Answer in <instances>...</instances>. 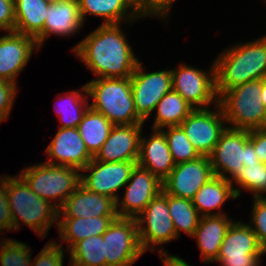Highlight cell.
Listing matches in <instances>:
<instances>
[{
  "label": "cell",
  "mask_w": 266,
  "mask_h": 266,
  "mask_svg": "<svg viewBox=\"0 0 266 266\" xmlns=\"http://www.w3.org/2000/svg\"><path fill=\"white\" fill-rule=\"evenodd\" d=\"M262 79H255L224 91L218 97L227 127L241 130L262 129L266 107L261 98Z\"/></svg>",
  "instance_id": "5"
},
{
  "label": "cell",
  "mask_w": 266,
  "mask_h": 266,
  "mask_svg": "<svg viewBox=\"0 0 266 266\" xmlns=\"http://www.w3.org/2000/svg\"><path fill=\"white\" fill-rule=\"evenodd\" d=\"M126 186L122 200L120 197L116 200L118 217L136 218L163 190L162 181L138 164L132 169Z\"/></svg>",
  "instance_id": "15"
},
{
  "label": "cell",
  "mask_w": 266,
  "mask_h": 266,
  "mask_svg": "<svg viewBox=\"0 0 266 266\" xmlns=\"http://www.w3.org/2000/svg\"><path fill=\"white\" fill-rule=\"evenodd\" d=\"M163 266H192L189 265L185 260L181 259L176 255L167 254V251L164 249L158 250Z\"/></svg>",
  "instance_id": "43"
},
{
  "label": "cell",
  "mask_w": 266,
  "mask_h": 266,
  "mask_svg": "<svg viewBox=\"0 0 266 266\" xmlns=\"http://www.w3.org/2000/svg\"><path fill=\"white\" fill-rule=\"evenodd\" d=\"M106 266H132L144 254L136 218L117 217L103 234Z\"/></svg>",
  "instance_id": "9"
},
{
  "label": "cell",
  "mask_w": 266,
  "mask_h": 266,
  "mask_svg": "<svg viewBox=\"0 0 266 266\" xmlns=\"http://www.w3.org/2000/svg\"><path fill=\"white\" fill-rule=\"evenodd\" d=\"M13 231V220L8 204L7 175L0 176V232Z\"/></svg>",
  "instance_id": "40"
},
{
  "label": "cell",
  "mask_w": 266,
  "mask_h": 266,
  "mask_svg": "<svg viewBox=\"0 0 266 266\" xmlns=\"http://www.w3.org/2000/svg\"><path fill=\"white\" fill-rule=\"evenodd\" d=\"M211 66L210 73L186 64L177 69L171 68L172 89L195 109H207L210 108V104L215 106L218 104L215 63Z\"/></svg>",
  "instance_id": "11"
},
{
  "label": "cell",
  "mask_w": 266,
  "mask_h": 266,
  "mask_svg": "<svg viewBox=\"0 0 266 266\" xmlns=\"http://www.w3.org/2000/svg\"><path fill=\"white\" fill-rule=\"evenodd\" d=\"M80 90L67 91L64 94L65 96L62 97L61 95L59 96L60 98H58L62 103H58V100L56 101L58 105L55 107V112L60 119L59 122H61L59 128L77 127L82 121L83 115L90 107L87 99L88 92L86 84H83Z\"/></svg>",
  "instance_id": "30"
},
{
  "label": "cell",
  "mask_w": 266,
  "mask_h": 266,
  "mask_svg": "<svg viewBox=\"0 0 266 266\" xmlns=\"http://www.w3.org/2000/svg\"><path fill=\"white\" fill-rule=\"evenodd\" d=\"M135 161L100 162L93 159L81 170V184L89 191L112 198L115 202L119 198V190L130 179Z\"/></svg>",
  "instance_id": "12"
},
{
  "label": "cell",
  "mask_w": 266,
  "mask_h": 266,
  "mask_svg": "<svg viewBox=\"0 0 266 266\" xmlns=\"http://www.w3.org/2000/svg\"><path fill=\"white\" fill-rule=\"evenodd\" d=\"M143 68L139 61L130 80L135 110L145 122L158 102L172 90V74L171 69L146 73Z\"/></svg>",
  "instance_id": "13"
},
{
  "label": "cell",
  "mask_w": 266,
  "mask_h": 266,
  "mask_svg": "<svg viewBox=\"0 0 266 266\" xmlns=\"http://www.w3.org/2000/svg\"><path fill=\"white\" fill-rule=\"evenodd\" d=\"M15 22L14 0H0V31L13 32Z\"/></svg>",
  "instance_id": "41"
},
{
  "label": "cell",
  "mask_w": 266,
  "mask_h": 266,
  "mask_svg": "<svg viewBox=\"0 0 266 266\" xmlns=\"http://www.w3.org/2000/svg\"><path fill=\"white\" fill-rule=\"evenodd\" d=\"M37 41L28 35L15 31L0 36V80L17 85L19 73L26 67Z\"/></svg>",
  "instance_id": "17"
},
{
  "label": "cell",
  "mask_w": 266,
  "mask_h": 266,
  "mask_svg": "<svg viewBox=\"0 0 266 266\" xmlns=\"http://www.w3.org/2000/svg\"><path fill=\"white\" fill-rule=\"evenodd\" d=\"M92 110L103 114L113 125L144 124L137 115L128 78H95L86 83Z\"/></svg>",
  "instance_id": "4"
},
{
  "label": "cell",
  "mask_w": 266,
  "mask_h": 266,
  "mask_svg": "<svg viewBox=\"0 0 266 266\" xmlns=\"http://www.w3.org/2000/svg\"><path fill=\"white\" fill-rule=\"evenodd\" d=\"M118 216H100L88 218H58L57 229L59 231V239L63 245V241L68 243L69 250L75 243L85 238L103 235L109 225Z\"/></svg>",
  "instance_id": "27"
},
{
  "label": "cell",
  "mask_w": 266,
  "mask_h": 266,
  "mask_svg": "<svg viewBox=\"0 0 266 266\" xmlns=\"http://www.w3.org/2000/svg\"><path fill=\"white\" fill-rule=\"evenodd\" d=\"M136 220L139 243L143 252L147 249L153 252L157 245L161 247L178 239L169 213L167 193L163 190L148 203Z\"/></svg>",
  "instance_id": "8"
},
{
  "label": "cell",
  "mask_w": 266,
  "mask_h": 266,
  "mask_svg": "<svg viewBox=\"0 0 266 266\" xmlns=\"http://www.w3.org/2000/svg\"><path fill=\"white\" fill-rule=\"evenodd\" d=\"M29 245L14 239H6L0 245L1 266H31Z\"/></svg>",
  "instance_id": "35"
},
{
  "label": "cell",
  "mask_w": 266,
  "mask_h": 266,
  "mask_svg": "<svg viewBox=\"0 0 266 266\" xmlns=\"http://www.w3.org/2000/svg\"><path fill=\"white\" fill-rule=\"evenodd\" d=\"M249 141L254 145L255 153L260 162L266 163V130H250Z\"/></svg>",
  "instance_id": "42"
},
{
  "label": "cell",
  "mask_w": 266,
  "mask_h": 266,
  "mask_svg": "<svg viewBox=\"0 0 266 266\" xmlns=\"http://www.w3.org/2000/svg\"><path fill=\"white\" fill-rule=\"evenodd\" d=\"M194 109L179 93L172 89L158 102L155 108L157 111L155 120L151 128L165 129V127L180 126Z\"/></svg>",
  "instance_id": "29"
},
{
  "label": "cell",
  "mask_w": 266,
  "mask_h": 266,
  "mask_svg": "<svg viewBox=\"0 0 266 266\" xmlns=\"http://www.w3.org/2000/svg\"><path fill=\"white\" fill-rule=\"evenodd\" d=\"M241 191V188L233 187L231 181L215 175L195 193L192 203L201 217L224 215L222 211H213L223 206L229 198L237 199Z\"/></svg>",
  "instance_id": "23"
},
{
  "label": "cell",
  "mask_w": 266,
  "mask_h": 266,
  "mask_svg": "<svg viewBox=\"0 0 266 266\" xmlns=\"http://www.w3.org/2000/svg\"><path fill=\"white\" fill-rule=\"evenodd\" d=\"M120 26L101 24L73 48L97 78L131 77L139 63Z\"/></svg>",
  "instance_id": "1"
},
{
  "label": "cell",
  "mask_w": 266,
  "mask_h": 266,
  "mask_svg": "<svg viewBox=\"0 0 266 266\" xmlns=\"http://www.w3.org/2000/svg\"><path fill=\"white\" fill-rule=\"evenodd\" d=\"M113 126L103 114L92 110L90 107L85 112L77 129L92 157H95L100 151Z\"/></svg>",
  "instance_id": "28"
},
{
  "label": "cell",
  "mask_w": 266,
  "mask_h": 266,
  "mask_svg": "<svg viewBox=\"0 0 266 266\" xmlns=\"http://www.w3.org/2000/svg\"><path fill=\"white\" fill-rule=\"evenodd\" d=\"M263 130H266V119H265V122H264V124H263V128H262Z\"/></svg>",
  "instance_id": "46"
},
{
  "label": "cell",
  "mask_w": 266,
  "mask_h": 266,
  "mask_svg": "<svg viewBox=\"0 0 266 266\" xmlns=\"http://www.w3.org/2000/svg\"><path fill=\"white\" fill-rule=\"evenodd\" d=\"M233 219L227 214L200 217L198 227L192 238H196L202 261L205 264L214 262L219 254L221 244Z\"/></svg>",
  "instance_id": "22"
},
{
  "label": "cell",
  "mask_w": 266,
  "mask_h": 266,
  "mask_svg": "<svg viewBox=\"0 0 266 266\" xmlns=\"http://www.w3.org/2000/svg\"><path fill=\"white\" fill-rule=\"evenodd\" d=\"M213 62L218 97L235 86L263 79L266 77V36L227 48Z\"/></svg>",
  "instance_id": "2"
},
{
  "label": "cell",
  "mask_w": 266,
  "mask_h": 266,
  "mask_svg": "<svg viewBox=\"0 0 266 266\" xmlns=\"http://www.w3.org/2000/svg\"><path fill=\"white\" fill-rule=\"evenodd\" d=\"M209 159L214 175L229 181L237 176L243 166L260 162L254 145L249 141V130L230 127L221 133Z\"/></svg>",
  "instance_id": "7"
},
{
  "label": "cell",
  "mask_w": 266,
  "mask_h": 266,
  "mask_svg": "<svg viewBox=\"0 0 266 266\" xmlns=\"http://www.w3.org/2000/svg\"><path fill=\"white\" fill-rule=\"evenodd\" d=\"M78 0L50 4L43 27V43L49 35L72 36L83 27Z\"/></svg>",
  "instance_id": "25"
},
{
  "label": "cell",
  "mask_w": 266,
  "mask_h": 266,
  "mask_svg": "<svg viewBox=\"0 0 266 266\" xmlns=\"http://www.w3.org/2000/svg\"><path fill=\"white\" fill-rule=\"evenodd\" d=\"M64 249L52 240L38 253L31 266H63Z\"/></svg>",
  "instance_id": "37"
},
{
  "label": "cell",
  "mask_w": 266,
  "mask_h": 266,
  "mask_svg": "<svg viewBox=\"0 0 266 266\" xmlns=\"http://www.w3.org/2000/svg\"><path fill=\"white\" fill-rule=\"evenodd\" d=\"M252 217L247 223L266 250V197L253 198Z\"/></svg>",
  "instance_id": "36"
},
{
  "label": "cell",
  "mask_w": 266,
  "mask_h": 266,
  "mask_svg": "<svg viewBox=\"0 0 266 266\" xmlns=\"http://www.w3.org/2000/svg\"><path fill=\"white\" fill-rule=\"evenodd\" d=\"M18 86L14 83L0 80V124L7 120L17 94Z\"/></svg>",
  "instance_id": "39"
},
{
  "label": "cell",
  "mask_w": 266,
  "mask_h": 266,
  "mask_svg": "<svg viewBox=\"0 0 266 266\" xmlns=\"http://www.w3.org/2000/svg\"><path fill=\"white\" fill-rule=\"evenodd\" d=\"M7 196L14 231L20 230L21 219L40 238H44L51 226L58 224V208L38 197L19 175H7Z\"/></svg>",
  "instance_id": "3"
},
{
  "label": "cell",
  "mask_w": 266,
  "mask_h": 266,
  "mask_svg": "<svg viewBox=\"0 0 266 266\" xmlns=\"http://www.w3.org/2000/svg\"><path fill=\"white\" fill-rule=\"evenodd\" d=\"M175 0H136L137 9L141 18L157 16L167 20L170 8Z\"/></svg>",
  "instance_id": "38"
},
{
  "label": "cell",
  "mask_w": 266,
  "mask_h": 266,
  "mask_svg": "<svg viewBox=\"0 0 266 266\" xmlns=\"http://www.w3.org/2000/svg\"><path fill=\"white\" fill-rule=\"evenodd\" d=\"M48 4H55L63 0H45Z\"/></svg>",
  "instance_id": "45"
},
{
  "label": "cell",
  "mask_w": 266,
  "mask_h": 266,
  "mask_svg": "<svg viewBox=\"0 0 266 266\" xmlns=\"http://www.w3.org/2000/svg\"><path fill=\"white\" fill-rule=\"evenodd\" d=\"M81 173L76 168L42 162L29 165L18 175L38 197L52 201L59 209L81 184Z\"/></svg>",
  "instance_id": "6"
},
{
  "label": "cell",
  "mask_w": 266,
  "mask_h": 266,
  "mask_svg": "<svg viewBox=\"0 0 266 266\" xmlns=\"http://www.w3.org/2000/svg\"><path fill=\"white\" fill-rule=\"evenodd\" d=\"M78 6L83 22L86 15L104 18V25L122 24L124 20L131 24L141 18L136 0H78Z\"/></svg>",
  "instance_id": "24"
},
{
  "label": "cell",
  "mask_w": 266,
  "mask_h": 266,
  "mask_svg": "<svg viewBox=\"0 0 266 266\" xmlns=\"http://www.w3.org/2000/svg\"><path fill=\"white\" fill-rule=\"evenodd\" d=\"M46 163L82 170L92 159L84 141L75 128H59L45 150ZM55 159V160H54Z\"/></svg>",
  "instance_id": "18"
},
{
  "label": "cell",
  "mask_w": 266,
  "mask_h": 266,
  "mask_svg": "<svg viewBox=\"0 0 266 266\" xmlns=\"http://www.w3.org/2000/svg\"><path fill=\"white\" fill-rule=\"evenodd\" d=\"M214 172L209 156L175 164L162 181L163 191L169 195L192 200L195 193L212 177Z\"/></svg>",
  "instance_id": "16"
},
{
  "label": "cell",
  "mask_w": 266,
  "mask_h": 266,
  "mask_svg": "<svg viewBox=\"0 0 266 266\" xmlns=\"http://www.w3.org/2000/svg\"><path fill=\"white\" fill-rule=\"evenodd\" d=\"M143 125H114L94 158L100 162L135 161L137 163Z\"/></svg>",
  "instance_id": "19"
},
{
  "label": "cell",
  "mask_w": 266,
  "mask_h": 266,
  "mask_svg": "<svg viewBox=\"0 0 266 266\" xmlns=\"http://www.w3.org/2000/svg\"><path fill=\"white\" fill-rule=\"evenodd\" d=\"M167 201L176 236L179 238L182 231L191 237L201 217L192 200L167 194Z\"/></svg>",
  "instance_id": "31"
},
{
  "label": "cell",
  "mask_w": 266,
  "mask_h": 266,
  "mask_svg": "<svg viewBox=\"0 0 266 266\" xmlns=\"http://www.w3.org/2000/svg\"><path fill=\"white\" fill-rule=\"evenodd\" d=\"M63 216V217H62ZM117 216L116 202L80 184L58 209V218Z\"/></svg>",
  "instance_id": "20"
},
{
  "label": "cell",
  "mask_w": 266,
  "mask_h": 266,
  "mask_svg": "<svg viewBox=\"0 0 266 266\" xmlns=\"http://www.w3.org/2000/svg\"><path fill=\"white\" fill-rule=\"evenodd\" d=\"M161 129L167 139L168 147L175 164L193 161L201 155L188 140L185 131L181 126H170Z\"/></svg>",
  "instance_id": "33"
},
{
  "label": "cell",
  "mask_w": 266,
  "mask_h": 266,
  "mask_svg": "<svg viewBox=\"0 0 266 266\" xmlns=\"http://www.w3.org/2000/svg\"><path fill=\"white\" fill-rule=\"evenodd\" d=\"M261 98L266 107V77L262 79Z\"/></svg>",
  "instance_id": "44"
},
{
  "label": "cell",
  "mask_w": 266,
  "mask_h": 266,
  "mask_svg": "<svg viewBox=\"0 0 266 266\" xmlns=\"http://www.w3.org/2000/svg\"><path fill=\"white\" fill-rule=\"evenodd\" d=\"M49 5L45 0H14V31L33 37L39 49L43 44V27Z\"/></svg>",
  "instance_id": "26"
},
{
  "label": "cell",
  "mask_w": 266,
  "mask_h": 266,
  "mask_svg": "<svg viewBox=\"0 0 266 266\" xmlns=\"http://www.w3.org/2000/svg\"><path fill=\"white\" fill-rule=\"evenodd\" d=\"M265 253L250 226L238 220L228 228L214 262H220L222 266H260V257Z\"/></svg>",
  "instance_id": "10"
},
{
  "label": "cell",
  "mask_w": 266,
  "mask_h": 266,
  "mask_svg": "<svg viewBox=\"0 0 266 266\" xmlns=\"http://www.w3.org/2000/svg\"><path fill=\"white\" fill-rule=\"evenodd\" d=\"M239 184L242 189L252 192L254 198L266 197V163H257L243 166L242 170L231 181Z\"/></svg>",
  "instance_id": "34"
},
{
  "label": "cell",
  "mask_w": 266,
  "mask_h": 266,
  "mask_svg": "<svg viewBox=\"0 0 266 266\" xmlns=\"http://www.w3.org/2000/svg\"><path fill=\"white\" fill-rule=\"evenodd\" d=\"M215 110L194 109L180 124L201 156H209L226 129V120L219 104Z\"/></svg>",
  "instance_id": "14"
},
{
  "label": "cell",
  "mask_w": 266,
  "mask_h": 266,
  "mask_svg": "<svg viewBox=\"0 0 266 266\" xmlns=\"http://www.w3.org/2000/svg\"><path fill=\"white\" fill-rule=\"evenodd\" d=\"M68 251L70 266H106L103 235L80 240Z\"/></svg>",
  "instance_id": "32"
},
{
  "label": "cell",
  "mask_w": 266,
  "mask_h": 266,
  "mask_svg": "<svg viewBox=\"0 0 266 266\" xmlns=\"http://www.w3.org/2000/svg\"><path fill=\"white\" fill-rule=\"evenodd\" d=\"M152 132L148 138L141 136L137 164L163 181L171 173L175 163L164 132L161 129H152Z\"/></svg>",
  "instance_id": "21"
}]
</instances>
